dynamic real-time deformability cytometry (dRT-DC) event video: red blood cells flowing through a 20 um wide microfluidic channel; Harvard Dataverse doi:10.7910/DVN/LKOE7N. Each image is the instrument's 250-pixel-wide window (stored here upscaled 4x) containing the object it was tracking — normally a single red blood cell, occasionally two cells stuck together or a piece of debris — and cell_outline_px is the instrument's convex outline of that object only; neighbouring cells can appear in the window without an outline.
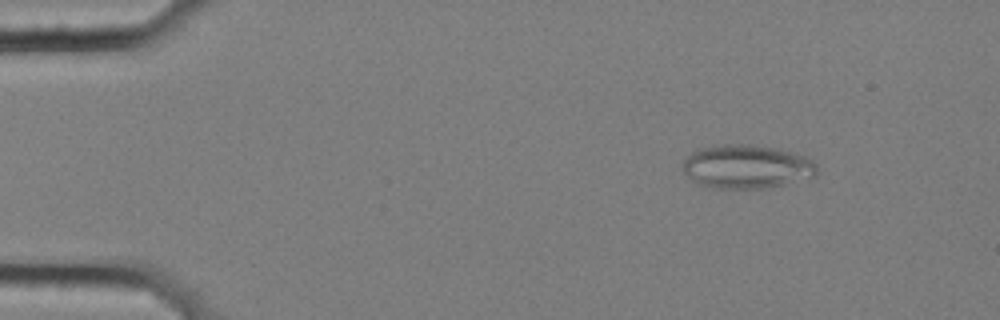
{"species": "common noctule bat (a hibernating species)", "species_latin": "Nyctalus noctula", "temperature_condition": "cold", "stored_images_in_passage": 53, "camera_frame_rate_fps": 3000, "um_per_image_px": 0.085, "animal": {"sex": "female", "body_mass_g": 25.1}, "frame": {"image": 1, "passage_image": 4, "time_ms": 1.0, "image_size_px": [1000, 320], "cell_outline_px": [[816, 176], [768, 188], [716, 188], [696, 184], [680, 168], [680, 164], [692, 152], [700, 148], [724, 144], [752, 144], [776, 148], [792, 152], [804, 156], [812, 160], [816, 164]], "centroid_in_image_um": [63.43, 14.16], "position_along_channel_um": 21.6, "area_um2": 34.33}}
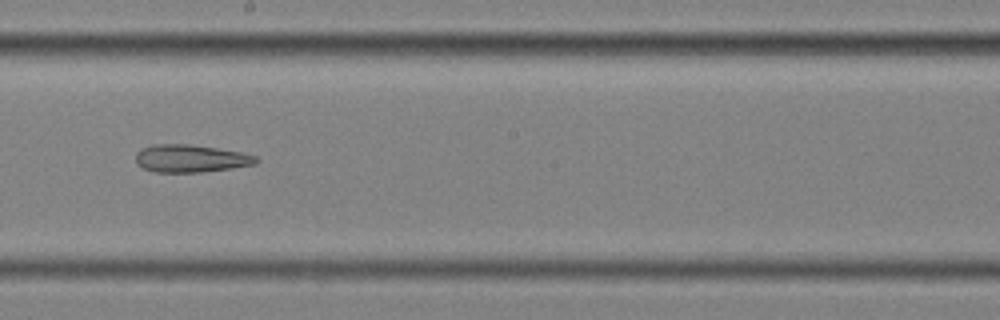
{"frame": {"image": 2, "passage_image": 29, "time_ms": 9.333, "image_size_px": [1000, 320], "cell_outline_px": [[260, 160], [256, 164], [232, 168], [200, 172], [156, 172], [144, 168], [136, 164], [136, 152], [152, 144], [188, 144], [216, 148], [240, 152], [256, 156]], "centroid_in_image_um": [16.21, 13.47], "position_along_channel_um": 232.0, "area_um2": 19.31}}
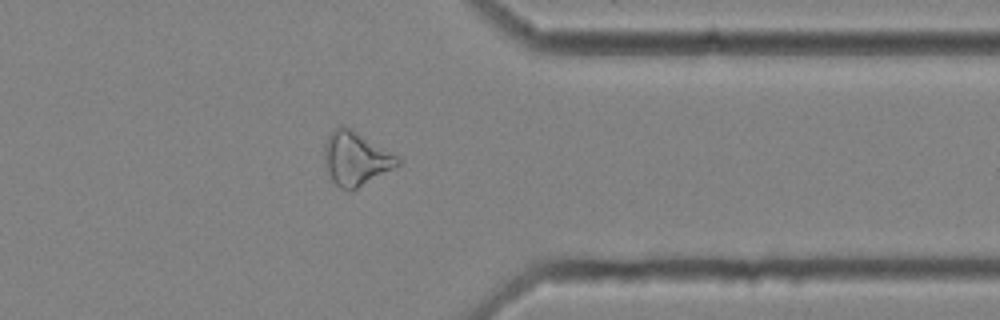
{"frame": {"image": 3, "passage_image": 42, "time_ms": 13.667, "image_size_px": [1000, 320], "cell_outline_px": [[400, 164], [352, 192], [348, 192], [340, 188], [332, 180], [324, 164], [324, 144], [332, 128], [344, 124], [352, 128], [396, 156], [400, 160]], "centroid_in_image_um": [30.18, 13.48], "position_along_channel_um": 381.2, "area_um2": 23.06}}